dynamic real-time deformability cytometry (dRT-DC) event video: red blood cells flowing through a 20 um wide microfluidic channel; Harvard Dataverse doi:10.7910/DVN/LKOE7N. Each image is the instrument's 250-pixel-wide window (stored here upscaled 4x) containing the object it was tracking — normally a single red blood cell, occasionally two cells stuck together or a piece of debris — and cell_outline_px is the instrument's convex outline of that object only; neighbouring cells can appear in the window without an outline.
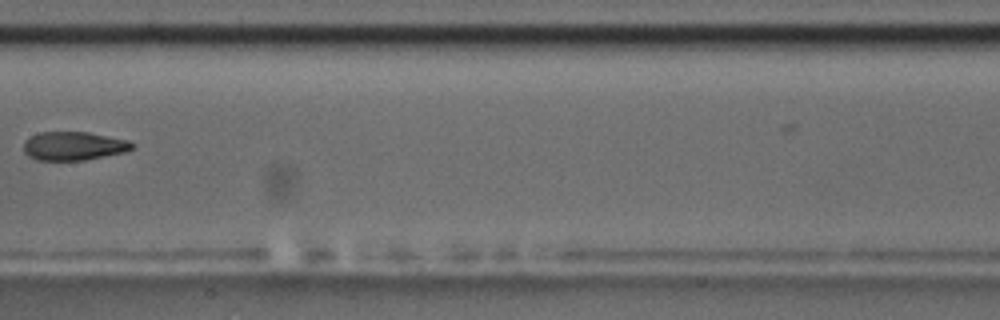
{"species": "common noctule bat (a hibernating species)", "species_latin": "Nyctalus noctula", "temperature_condition": "room temperature", "stored_images_in_passage": 6, "camera_frame_rate_fps": 3000, "um_per_image_px": 0.085, "animal": {"sex": "male", "body_mass_g": 17.5, "forearm_length_mm": 52.3}, "frame": {"image": 1, "passage_image": 6, "time_ms": 6.333, "image_size_px": [1000, 320], "cell_outline_px": [[136, 144], [132, 148], [124, 152], [84, 160], [36, 160], [28, 156], [24, 152], [24, 140], [40, 132], [88, 132], [128, 140]], "centroid_in_image_um": [6.25, 12.41], "position_along_channel_um": 201.2, "area_um2": 18.03}}